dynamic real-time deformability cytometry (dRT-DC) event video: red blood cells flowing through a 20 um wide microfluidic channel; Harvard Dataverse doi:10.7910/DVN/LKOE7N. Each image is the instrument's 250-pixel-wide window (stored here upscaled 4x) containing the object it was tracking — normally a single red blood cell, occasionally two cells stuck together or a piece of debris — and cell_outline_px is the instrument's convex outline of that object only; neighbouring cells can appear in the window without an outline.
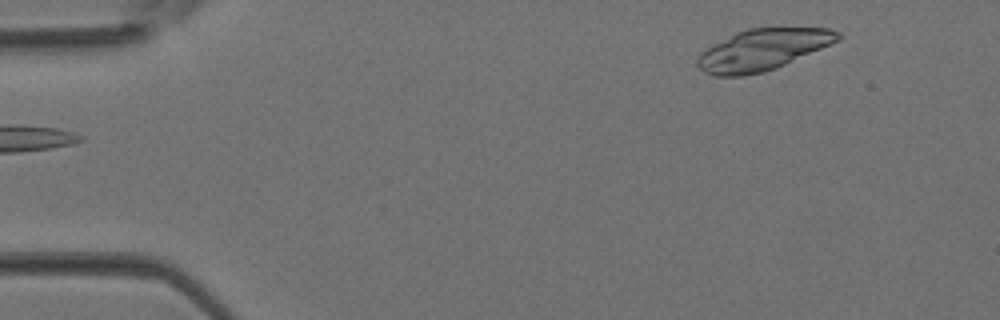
{"species": "Egyptian fruit bat (a non-hibernating species)", "species_latin": "Rousettus aegyptiacus", "temperature_condition": "room temperature", "stored_images_in_passage": 4, "camera_frame_rate_fps": 3000, "um_per_image_px": 0.085, "animal": {"sex": "female"}, "frame": {"image": 1, "passage_image": 4, "time_ms": 1.0, "image_size_px": [1000, 320], "cell_outline_px": [[844, 36], [840, 40], [776, 68], [764, 72], [744, 76], [716, 76], [704, 72], [696, 64], [696, 60], [700, 52], [712, 44], [736, 32], [748, 28], [828, 28], [840, 32]], "centroid_in_image_um": [64.81, 4.22], "position_along_channel_um": 20.2, "area_um2": 33.81}}